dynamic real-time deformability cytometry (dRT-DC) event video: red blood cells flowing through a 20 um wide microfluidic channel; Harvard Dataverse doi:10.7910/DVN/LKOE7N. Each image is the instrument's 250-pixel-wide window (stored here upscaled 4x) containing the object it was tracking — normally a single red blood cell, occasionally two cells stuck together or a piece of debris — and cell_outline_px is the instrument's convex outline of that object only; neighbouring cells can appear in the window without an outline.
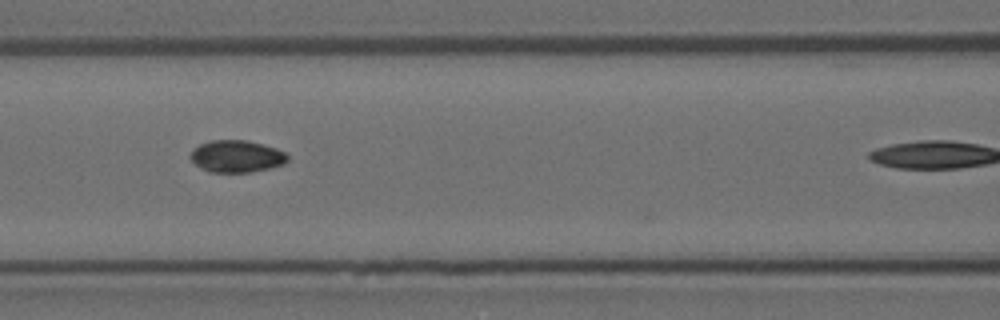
{"species": "Egyptian fruit bat (a non-hibernating species)", "species_latin": "Rousettus aegyptiacus", "temperature_condition": "room temperature", "stored_images_in_passage": 5, "camera_frame_rate_fps": 3000, "um_per_image_px": 0.085, "animal": {"sex": "female"}, "frame": {"image": 1, "passage_image": 4, "time_ms": 1.0, "image_size_px": [1000, 320], "cell_outline_px": [[288, 160], [284, 164], [252, 172], [208, 172], [200, 168], [188, 156], [200, 144], [212, 140], [244, 140], [264, 144], [276, 148], [284, 152], [288, 156]], "centroid_in_image_um": [20.11, 13.29], "position_along_channel_um": 146.5, "area_um2": 18.09}}